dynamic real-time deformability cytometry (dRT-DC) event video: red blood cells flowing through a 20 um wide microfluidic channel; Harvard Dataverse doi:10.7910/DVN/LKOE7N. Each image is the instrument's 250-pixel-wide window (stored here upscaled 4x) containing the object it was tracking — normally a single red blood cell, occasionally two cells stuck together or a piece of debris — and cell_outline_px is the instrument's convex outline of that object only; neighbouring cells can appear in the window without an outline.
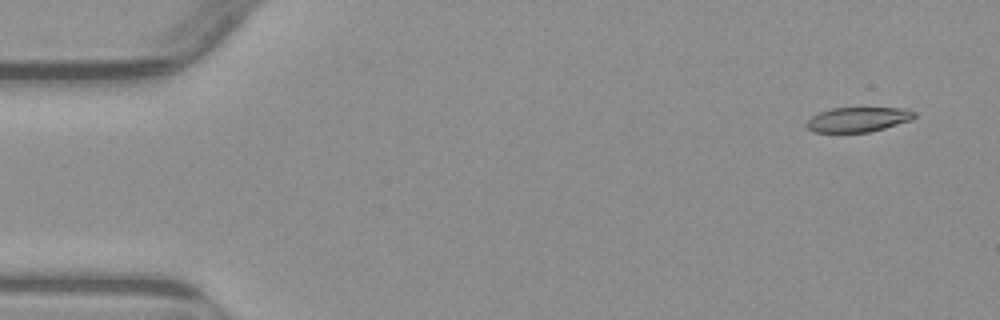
{"species": "common noctule bat (a hibernating species)", "species_latin": "Nyctalus noctula", "temperature_condition": "warm", "stored_images_in_passage": 5, "camera_frame_rate_fps": 3000, "um_per_image_px": 0.085, "animal": {"sex": "male", "body_mass_g": 23.1, "forearm_length_mm": 52.7}, "frame": {"image": 1, "passage_image": 1, "time_ms": 0.0, "image_size_px": [1000, 320], "cell_outline_px": [[916, 116], [912, 120], [884, 128], [868, 132], [816, 132], [808, 128], [804, 124], [812, 116], [820, 112], [832, 108], [908, 108], [916, 112]], "centroid_in_image_um": [72.97, 10.15], "position_along_channel_um": 12.0, "area_um2": 15.55}}
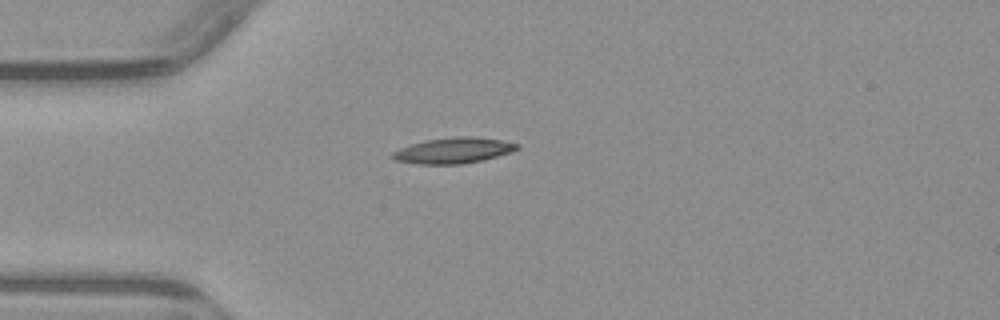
{"frame": {"image": 2, "passage_image": 4, "time_ms": 3.667, "image_size_px": [1000, 320], "cell_outline_px": [[520, 148], [512, 152], [480, 160], [460, 164], [416, 164], [396, 160], [388, 156], [392, 152], [400, 148], [424, 140], [460, 136], [472, 136], [500, 140], [520, 144]], "centroid_in_image_um": [38.52, 12.79], "position_along_channel_um": 46.5, "area_um2": 18.61}}